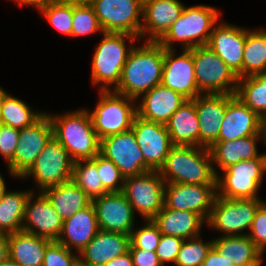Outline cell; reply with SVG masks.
I'll return each instance as SVG.
<instances>
[{"label":"cell","mask_w":266,"mask_h":266,"mask_svg":"<svg viewBox=\"0 0 266 266\" xmlns=\"http://www.w3.org/2000/svg\"><path fill=\"white\" fill-rule=\"evenodd\" d=\"M165 48L155 41L133 47L122 69L121 79L113 91L138 99L161 84Z\"/></svg>","instance_id":"6da1fadb"},{"label":"cell","mask_w":266,"mask_h":266,"mask_svg":"<svg viewBox=\"0 0 266 266\" xmlns=\"http://www.w3.org/2000/svg\"><path fill=\"white\" fill-rule=\"evenodd\" d=\"M214 168L208 147L173 145L159 172L165 183L216 185Z\"/></svg>","instance_id":"7a4b0ae2"},{"label":"cell","mask_w":266,"mask_h":266,"mask_svg":"<svg viewBox=\"0 0 266 266\" xmlns=\"http://www.w3.org/2000/svg\"><path fill=\"white\" fill-rule=\"evenodd\" d=\"M48 117L53 126V136L73 161L93 159L100 153V139L94 130L90 112L82 109Z\"/></svg>","instance_id":"3957f363"},{"label":"cell","mask_w":266,"mask_h":266,"mask_svg":"<svg viewBox=\"0 0 266 266\" xmlns=\"http://www.w3.org/2000/svg\"><path fill=\"white\" fill-rule=\"evenodd\" d=\"M219 15L221 13H218L214 7L184 6L179 18L158 42L165 49H173L172 42L175 41L182 43L183 49L207 45Z\"/></svg>","instance_id":"277c9868"},{"label":"cell","mask_w":266,"mask_h":266,"mask_svg":"<svg viewBox=\"0 0 266 266\" xmlns=\"http://www.w3.org/2000/svg\"><path fill=\"white\" fill-rule=\"evenodd\" d=\"M104 38L97 46L92 60V83H103L100 91L111 90L110 85L116 88L120 82L122 69L133 49L131 45L126 49L125 39L130 42L137 38L127 33L103 32ZM127 50V51H126ZM106 84V85H105Z\"/></svg>","instance_id":"5b68a950"},{"label":"cell","mask_w":266,"mask_h":266,"mask_svg":"<svg viewBox=\"0 0 266 266\" xmlns=\"http://www.w3.org/2000/svg\"><path fill=\"white\" fill-rule=\"evenodd\" d=\"M101 97L90 116L98 138H103L131 130L134 117L137 115L133 98L115 91L100 92Z\"/></svg>","instance_id":"8992f818"},{"label":"cell","mask_w":266,"mask_h":266,"mask_svg":"<svg viewBox=\"0 0 266 266\" xmlns=\"http://www.w3.org/2000/svg\"><path fill=\"white\" fill-rule=\"evenodd\" d=\"M192 54L200 94L235 95L238 77L208 45L193 48Z\"/></svg>","instance_id":"52a82bcc"},{"label":"cell","mask_w":266,"mask_h":266,"mask_svg":"<svg viewBox=\"0 0 266 266\" xmlns=\"http://www.w3.org/2000/svg\"><path fill=\"white\" fill-rule=\"evenodd\" d=\"M216 175L217 196L232 199H260L256 194L266 171V158L242 160Z\"/></svg>","instance_id":"ba28073f"},{"label":"cell","mask_w":266,"mask_h":266,"mask_svg":"<svg viewBox=\"0 0 266 266\" xmlns=\"http://www.w3.org/2000/svg\"><path fill=\"white\" fill-rule=\"evenodd\" d=\"M122 193L145 219L152 220L164 207L165 181L159 171L125 178Z\"/></svg>","instance_id":"9c48e42d"},{"label":"cell","mask_w":266,"mask_h":266,"mask_svg":"<svg viewBox=\"0 0 266 266\" xmlns=\"http://www.w3.org/2000/svg\"><path fill=\"white\" fill-rule=\"evenodd\" d=\"M73 163L67 150L53 136L35 163L21 178L33 176L42 192L47 188L71 181Z\"/></svg>","instance_id":"30bf717a"},{"label":"cell","mask_w":266,"mask_h":266,"mask_svg":"<svg viewBox=\"0 0 266 266\" xmlns=\"http://www.w3.org/2000/svg\"><path fill=\"white\" fill-rule=\"evenodd\" d=\"M264 202L261 199H232L216 196L208 219L210 227L222 231L224 236L245 235L250 229L256 211Z\"/></svg>","instance_id":"8fae6325"},{"label":"cell","mask_w":266,"mask_h":266,"mask_svg":"<svg viewBox=\"0 0 266 266\" xmlns=\"http://www.w3.org/2000/svg\"><path fill=\"white\" fill-rule=\"evenodd\" d=\"M103 32L127 33L141 37L143 3L140 0H92L89 3Z\"/></svg>","instance_id":"7c38bea8"},{"label":"cell","mask_w":266,"mask_h":266,"mask_svg":"<svg viewBox=\"0 0 266 266\" xmlns=\"http://www.w3.org/2000/svg\"><path fill=\"white\" fill-rule=\"evenodd\" d=\"M52 137L53 126L46 113L29 127L20 129L14 157L7 163L12 176L21 178L35 163Z\"/></svg>","instance_id":"4fadbf2b"},{"label":"cell","mask_w":266,"mask_h":266,"mask_svg":"<svg viewBox=\"0 0 266 266\" xmlns=\"http://www.w3.org/2000/svg\"><path fill=\"white\" fill-rule=\"evenodd\" d=\"M131 130L145 159L146 172L159 171L173 146L166 125L136 115Z\"/></svg>","instance_id":"5bb4252c"},{"label":"cell","mask_w":266,"mask_h":266,"mask_svg":"<svg viewBox=\"0 0 266 266\" xmlns=\"http://www.w3.org/2000/svg\"><path fill=\"white\" fill-rule=\"evenodd\" d=\"M100 154L111 160L125 178L146 172V162L132 130L101 139Z\"/></svg>","instance_id":"9a60e30c"},{"label":"cell","mask_w":266,"mask_h":266,"mask_svg":"<svg viewBox=\"0 0 266 266\" xmlns=\"http://www.w3.org/2000/svg\"><path fill=\"white\" fill-rule=\"evenodd\" d=\"M165 184L164 205L167 208L195 212L208 221L217 196L216 185Z\"/></svg>","instance_id":"2e32d148"},{"label":"cell","mask_w":266,"mask_h":266,"mask_svg":"<svg viewBox=\"0 0 266 266\" xmlns=\"http://www.w3.org/2000/svg\"><path fill=\"white\" fill-rule=\"evenodd\" d=\"M99 229L131 236L135 211L122 192H111L92 199Z\"/></svg>","instance_id":"e0dca14e"},{"label":"cell","mask_w":266,"mask_h":266,"mask_svg":"<svg viewBox=\"0 0 266 266\" xmlns=\"http://www.w3.org/2000/svg\"><path fill=\"white\" fill-rule=\"evenodd\" d=\"M173 49H165L161 84L187 99L201 95L195 79L192 49H183V54L174 57Z\"/></svg>","instance_id":"ac0fdd59"},{"label":"cell","mask_w":266,"mask_h":266,"mask_svg":"<svg viewBox=\"0 0 266 266\" xmlns=\"http://www.w3.org/2000/svg\"><path fill=\"white\" fill-rule=\"evenodd\" d=\"M245 40L246 29L221 23L214 26L207 44L228 65L238 79L243 78Z\"/></svg>","instance_id":"d6986e66"},{"label":"cell","mask_w":266,"mask_h":266,"mask_svg":"<svg viewBox=\"0 0 266 266\" xmlns=\"http://www.w3.org/2000/svg\"><path fill=\"white\" fill-rule=\"evenodd\" d=\"M33 195L32 192L26 203L22 231L50 241H57L64 221L42 192L34 202Z\"/></svg>","instance_id":"ffe728a7"},{"label":"cell","mask_w":266,"mask_h":266,"mask_svg":"<svg viewBox=\"0 0 266 266\" xmlns=\"http://www.w3.org/2000/svg\"><path fill=\"white\" fill-rule=\"evenodd\" d=\"M234 95L201 94L195 99L199 123V146L210 147L219 138L228 101Z\"/></svg>","instance_id":"44dd1931"},{"label":"cell","mask_w":266,"mask_h":266,"mask_svg":"<svg viewBox=\"0 0 266 266\" xmlns=\"http://www.w3.org/2000/svg\"><path fill=\"white\" fill-rule=\"evenodd\" d=\"M261 134V118L235 95L228 101L217 141Z\"/></svg>","instance_id":"7402d4cb"},{"label":"cell","mask_w":266,"mask_h":266,"mask_svg":"<svg viewBox=\"0 0 266 266\" xmlns=\"http://www.w3.org/2000/svg\"><path fill=\"white\" fill-rule=\"evenodd\" d=\"M129 245L130 235L100 230L79 253L80 266H104L113 258L128 252Z\"/></svg>","instance_id":"603a6c76"},{"label":"cell","mask_w":266,"mask_h":266,"mask_svg":"<svg viewBox=\"0 0 266 266\" xmlns=\"http://www.w3.org/2000/svg\"><path fill=\"white\" fill-rule=\"evenodd\" d=\"M143 99L136 107L137 115L142 119L166 124L170 117L188 100L182 94L163 86H155L142 94Z\"/></svg>","instance_id":"cb8c5ba5"},{"label":"cell","mask_w":266,"mask_h":266,"mask_svg":"<svg viewBox=\"0 0 266 266\" xmlns=\"http://www.w3.org/2000/svg\"><path fill=\"white\" fill-rule=\"evenodd\" d=\"M185 5L179 0H148L143 3L141 38L150 33L148 41L158 42L179 18Z\"/></svg>","instance_id":"d4e9b609"},{"label":"cell","mask_w":266,"mask_h":266,"mask_svg":"<svg viewBox=\"0 0 266 266\" xmlns=\"http://www.w3.org/2000/svg\"><path fill=\"white\" fill-rule=\"evenodd\" d=\"M99 231L95 208L91 203L64 220L57 242L63 244L70 251L75 248L80 253Z\"/></svg>","instance_id":"484cf974"},{"label":"cell","mask_w":266,"mask_h":266,"mask_svg":"<svg viewBox=\"0 0 266 266\" xmlns=\"http://www.w3.org/2000/svg\"><path fill=\"white\" fill-rule=\"evenodd\" d=\"M161 234L192 239L200 237V228L204 219L195 212L169 209L165 205L152 219Z\"/></svg>","instance_id":"4316f807"},{"label":"cell","mask_w":266,"mask_h":266,"mask_svg":"<svg viewBox=\"0 0 266 266\" xmlns=\"http://www.w3.org/2000/svg\"><path fill=\"white\" fill-rule=\"evenodd\" d=\"M260 138L262 135L256 134L236 140L216 141L209 147L212 161L217 163L222 171L242 160L266 158V154L258 155L256 142Z\"/></svg>","instance_id":"83f0119b"},{"label":"cell","mask_w":266,"mask_h":266,"mask_svg":"<svg viewBox=\"0 0 266 266\" xmlns=\"http://www.w3.org/2000/svg\"><path fill=\"white\" fill-rule=\"evenodd\" d=\"M165 125L172 145L199 146L198 116L192 99H188Z\"/></svg>","instance_id":"f1b7e54d"},{"label":"cell","mask_w":266,"mask_h":266,"mask_svg":"<svg viewBox=\"0 0 266 266\" xmlns=\"http://www.w3.org/2000/svg\"><path fill=\"white\" fill-rule=\"evenodd\" d=\"M51 242L24 231L9 234V257L20 266H43L45 250Z\"/></svg>","instance_id":"f546056e"},{"label":"cell","mask_w":266,"mask_h":266,"mask_svg":"<svg viewBox=\"0 0 266 266\" xmlns=\"http://www.w3.org/2000/svg\"><path fill=\"white\" fill-rule=\"evenodd\" d=\"M213 247L231 261L233 266H260L262 263L263 253L247 233L216 238L213 240Z\"/></svg>","instance_id":"4dcf8cb0"},{"label":"cell","mask_w":266,"mask_h":266,"mask_svg":"<svg viewBox=\"0 0 266 266\" xmlns=\"http://www.w3.org/2000/svg\"><path fill=\"white\" fill-rule=\"evenodd\" d=\"M42 193L63 221L92 203L89 196L73 181L47 188Z\"/></svg>","instance_id":"1f68e13d"},{"label":"cell","mask_w":266,"mask_h":266,"mask_svg":"<svg viewBox=\"0 0 266 266\" xmlns=\"http://www.w3.org/2000/svg\"><path fill=\"white\" fill-rule=\"evenodd\" d=\"M31 193L6 192L0 202V233L9 235L22 231L26 203Z\"/></svg>","instance_id":"d6a6232c"},{"label":"cell","mask_w":266,"mask_h":266,"mask_svg":"<svg viewBox=\"0 0 266 266\" xmlns=\"http://www.w3.org/2000/svg\"><path fill=\"white\" fill-rule=\"evenodd\" d=\"M235 96L260 118L266 116V73L238 79Z\"/></svg>","instance_id":"836d02e7"},{"label":"cell","mask_w":266,"mask_h":266,"mask_svg":"<svg viewBox=\"0 0 266 266\" xmlns=\"http://www.w3.org/2000/svg\"><path fill=\"white\" fill-rule=\"evenodd\" d=\"M266 73V30H246L243 77Z\"/></svg>","instance_id":"e575fe53"},{"label":"cell","mask_w":266,"mask_h":266,"mask_svg":"<svg viewBox=\"0 0 266 266\" xmlns=\"http://www.w3.org/2000/svg\"><path fill=\"white\" fill-rule=\"evenodd\" d=\"M83 162L85 163L83 165ZM92 200L109 193L101 182L97 170V155L93 159L77 160L73 163L72 180Z\"/></svg>","instance_id":"d590c367"},{"label":"cell","mask_w":266,"mask_h":266,"mask_svg":"<svg viewBox=\"0 0 266 266\" xmlns=\"http://www.w3.org/2000/svg\"><path fill=\"white\" fill-rule=\"evenodd\" d=\"M44 113L33 112L22 100L5 95L0 109L1 124L24 129L36 122Z\"/></svg>","instance_id":"8d00e7d4"},{"label":"cell","mask_w":266,"mask_h":266,"mask_svg":"<svg viewBox=\"0 0 266 266\" xmlns=\"http://www.w3.org/2000/svg\"><path fill=\"white\" fill-rule=\"evenodd\" d=\"M38 10L57 31L72 36L73 3L51 0L39 6Z\"/></svg>","instance_id":"74e56055"},{"label":"cell","mask_w":266,"mask_h":266,"mask_svg":"<svg viewBox=\"0 0 266 266\" xmlns=\"http://www.w3.org/2000/svg\"><path fill=\"white\" fill-rule=\"evenodd\" d=\"M188 241V242H187ZM213 246V240L203 243L198 237L185 239L177 255L176 266H202L207 253Z\"/></svg>","instance_id":"f35d334b"},{"label":"cell","mask_w":266,"mask_h":266,"mask_svg":"<svg viewBox=\"0 0 266 266\" xmlns=\"http://www.w3.org/2000/svg\"><path fill=\"white\" fill-rule=\"evenodd\" d=\"M103 29L90 4H73L72 36L94 34Z\"/></svg>","instance_id":"ab89813d"},{"label":"cell","mask_w":266,"mask_h":266,"mask_svg":"<svg viewBox=\"0 0 266 266\" xmlns=\"http://www.w3.org/2000/svg\"><path fill=\"white\" fill-rule=\"evenodd\" d=\"M97 170L103 187L109 192H122L125 177L121 174L119 168L109 159L100 153L97 154ZM121 180V185L117 184Z\"/></svg>","instance_id":"60d3db41"},{"label":"cell","mask_w":266,"mask_h":266,"mask_svg":"<svg viewBox=\"0 0 266 266\" xmlns=\"http://www.w3.org/2000/svg\"><path fill=\"white\" fill-rule=\"evenodd\" d=\"M43 266H80L79 256L63 244L52 241L45 250Z\"/></svg>","instance_id":"b9f144b4"},{"label":"cell","mask_w":266,"mask_h":266,"mask_svg":"<svg viewBox=\"0 0 266 266\" xmlns=\"http://www.w3.org/2000/svg\"><path fill=\"white\" fill-rule=\"evenodd\" d=\"M147 225L138 230H132L130 242L138 249L155 252L161 233L152 220H147Z\"/></svg>","instance_id":"7bdbcfd3"},{"label":"cell","mask_w":266,"mask_h":266,"mask_svg":"<svg viewBox=\"0 0 266 266\" xmlns=\"http://www.w3.org/2000/svg\"><path fill=\"white\" fill-rule=\"evenodd\" d=\"M248 237L263 253L266 249V202L256 211Z\"/></svg>","instance_id":"ee69618b"},{"label":"cell","mask_w":266,"mask_h":266,"mask_svg":"<svg viewBox=\"0 0 266 266\" xmlns=\"http://www.w3.org/2000/svg\"><path fill=\"white\" fill-rule=\"evenodd\" d=\"M183 241L184 240L182 238L176 236L164 234L161 235L155 253L157 254L162 265H164L165 262H172L175 264Z\"/></svg>","instance_id":"f6af8a7d"},{"label":"cell","mask_w":266,"mask_h":266,"mask_svg":"<svg viewBox=\"0 0 266 266\" xmlns=\"http://www.w3.org/2000/svg\"><path fill=\"white\" fill-rule=\"evenodd\" d=\"M20 129L0 124V153L9 163L18 145Z\"/></svg>","instance_id":"bcb514c9"},{"label":"cell","mask_w":266,"mask_h":266,"mask_svg":"<svg viewBox=\"0 0 266 266\" xmlns=\"http://www.w3.org/2000/svg\"><path fill=\"white\" fill-rule=\"evenodd\" d=\"M129 251L132 255L134 266H163L155 252L138 249L131 242Z\"/></svg>","instance_id":"7dc6e473"},{"label":"cell","mask_w":266,"mask_h":266,"mask_svg":"<svg viewBox=\"0 0 266 266\" xmlns=\"http://www.w3.org/2000/svg\"><path fill=\"white\" fill-rule=\"evenodd\" d=\"M202 266H233V264L212 246Z\"/></svg>","instance_id":"c3c4849f"},{"label":"cell","mask_w":266,"mask_h":266,"mask_svg":"<svg viewBox=\"0 0 266 266\" xmlns=\"http://www.w3.org/2000/svg\"><path fill=\"white\" fill-rule=\"evenodd\" d=\"M104 266H134L133 258L130 251L125 254L113 258L111 261L106 263Z\"/></svg>","instance_id":"681fc988"},{"label":"cell","mask_w":266,"mask_h":266,"mask_svg":"<svg viewBox=\"0 0 266 266\" xmlns=\"http://www.w3.org/2000/svg\"><path fill=\"white\" fill-rule=\"evenodd\" d=\"M9 257L8 235L0 233V264Z\"/></svg>","instance_id":"f907efd6"},{"label":"cell","mask_w":266,"mask_h":266,"mask_svg":"<svg viewBox=\"0 0 266 266\" xmlns=\"http://www.w3.org/2000/svg\"><path fill=\"white\" fill-rule=\"evenodd\" d=\"M14 1L20 3V5H27V6L32 5L38 8L39 6L51 0H14Z\"/></svg>","instance_id":"816d5d0a"},{"label":"cell","mask_w":266,"mask_h":266,"mask_svg":"<svg viewBox=\"0 0 266 266\" xmlns=\"http://www.w3.org/2000/svg\"><path fill=\"white\" fill-rule=\"evenodd\" d=\"M261 135H262V140L265 142L266 141V116L261 118Z\"/></svg>","instance_id":"f5cc1de1"},{"label":"cell","mask_w":266,"mask_h":266,"mask_svg":"<svg viewBox=\"0 0 266 266\" xmlns=\"http://www.w3.org/2000/svg\"><path fill=\"white\" fill-rule=\"evenodd\" d=\"M5 186L6 185H5L4 179H3V177L0 174V202H1L2 198L4 197V195L7 192Z\"/></svg>","instance_id":"db71d44e"},{"label":"cell","mask_w":266,"mask_h":266,"mask_svg":"<svg viewBox=\"0 0 266 266\" xmlns=\"http://www.w3.org/2000/svg\"><path fill=\"white\" fill-rule=\"evenodd\" d=\"M0 266H20V265H18L10 257H8L4 262L0 264Z\"/></svg>","instance_id":"11a10c76"},{"label":"cell","mask_w":266,"mask_h":266,"mask_svg":"<svg viewBox=\"0 0 266 266\" xmlns=\"http://www.w3.org/2000/svg\"><path fill=\"white\" fill-rule=\"evenodd\" d=\"M73 4H89L92 0H64Z\"/></svg>","instance_id":"9f6ffc18"},{"label":"cell","mask_w":266,"mask_h":266,"mask_svg":"<svg viewBox=\"0 0 266 266\" xmlns=\"http://www.w3.org/2000/svg\"><path fill=\"white\" fill-rule=\"evenodd\" d=\"M6 94H7V92H5V90H3V89L0 87V109H1L2 102H3V99H4V97H5ZM0 124H1V121H0Z\"/></svg>","instance_id":"6f0895ef"}]
</instances>
